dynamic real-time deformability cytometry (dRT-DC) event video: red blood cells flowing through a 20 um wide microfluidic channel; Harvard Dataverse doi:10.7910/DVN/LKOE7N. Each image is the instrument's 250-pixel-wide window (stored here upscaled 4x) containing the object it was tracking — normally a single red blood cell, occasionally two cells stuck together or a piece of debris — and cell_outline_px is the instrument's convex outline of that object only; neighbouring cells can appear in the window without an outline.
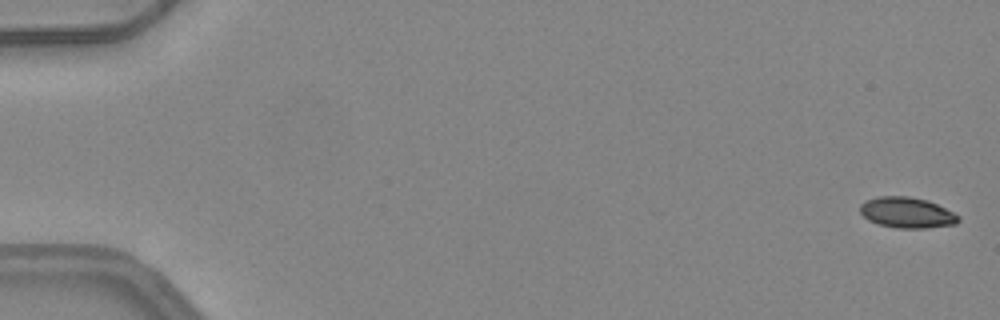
{"species": "common noctule bat (a hibernating species)", "species_latin": "Nyctalus noctula", "temperature_condition": "warm", "stored_images_in_passage": 52, "camera_frame_rate_fps": 3000, "um_per_image_px": 0.085, "animal": {"sex": "female", "body_mass_g": 24.6, "forearm_length_mm": 56.2}, "frame": {"image": 1, "passage_image": 2, "time_ms": 0.333, "image_size_px": [1000, 320], "cell_outline_px": [[960, 220], [956, 224], [924, 228], [896, 228], [880, 224], [868, 220], [860, 212], [860, 204], [864, 200], [880, 196], [908, 196], [928, 200], [960, 216]], "centroid_in_image_um": [77.07, 18.06], "position_along_channel_um": 7.9, "area_um2": 17.57}}
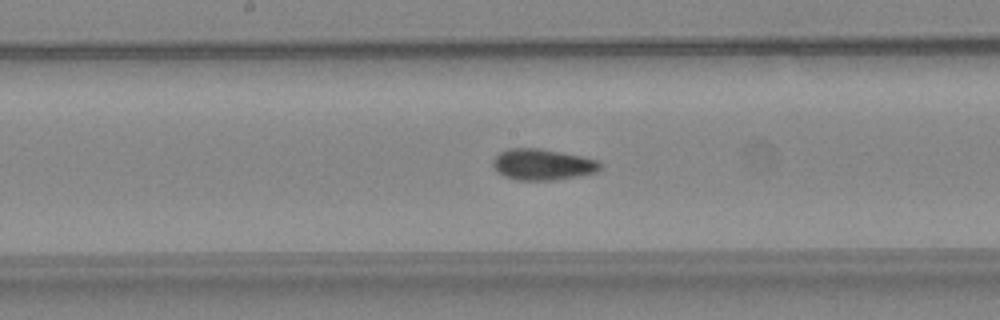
{"frame": {"image": 2, "passage_image": 28, "time_ms": 9.0, "image_size_px": [1000, 320], "cell_outline_px": [[600, 172], [580, 176], [556, 180], [516, 180], [504, 176], [496, 172], [492, 164], [492, 160], [500, 152], [508, 148], [540, 148], [580, 156], [596, 160], [600, 164]], "centroid_in_image_um": [46.09, 13.99], "position_along_channel_um": 202.1, "area_um2": 19.59}}
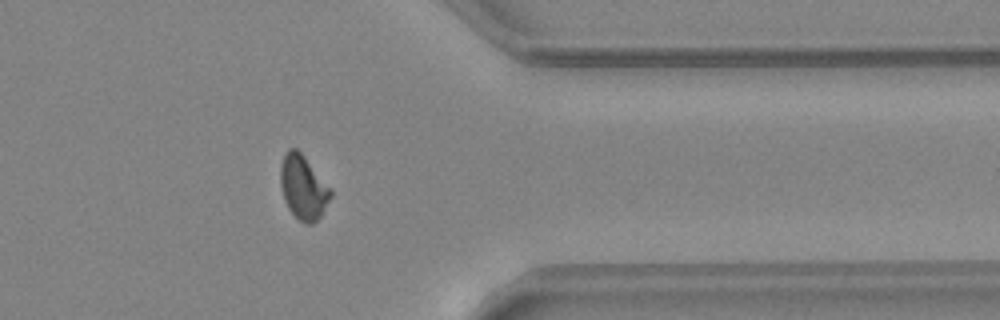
{"frame": {"image": 3, "passage_image": 42, "time_ms": 13.667, "image_size_px": [1000, 320], "cell_outline_px": [[332, 196], [320, 216], [312, 224], [304, 224], [288, 208], [284, 200], [280, 184], [280, 164], [284, 152], [288, 148], [296, 148], [304, 156], [332, 188]], "centroid_in_image_um": [25.77, 15.9], "position_along_channel_um": 385.6, "area_um2": 18.9}, "authors_computed_cell_mechanics": {"area_um2": 18.6694, "velocity_mm_per_s": 4.1815, "shape_relaxation_time_tau1_ms": null, "shape_relaxation_time_tau2_ms": 2.5995, "deformation_change_tau1": null, "deformation_change_tau2": 0.0536}}